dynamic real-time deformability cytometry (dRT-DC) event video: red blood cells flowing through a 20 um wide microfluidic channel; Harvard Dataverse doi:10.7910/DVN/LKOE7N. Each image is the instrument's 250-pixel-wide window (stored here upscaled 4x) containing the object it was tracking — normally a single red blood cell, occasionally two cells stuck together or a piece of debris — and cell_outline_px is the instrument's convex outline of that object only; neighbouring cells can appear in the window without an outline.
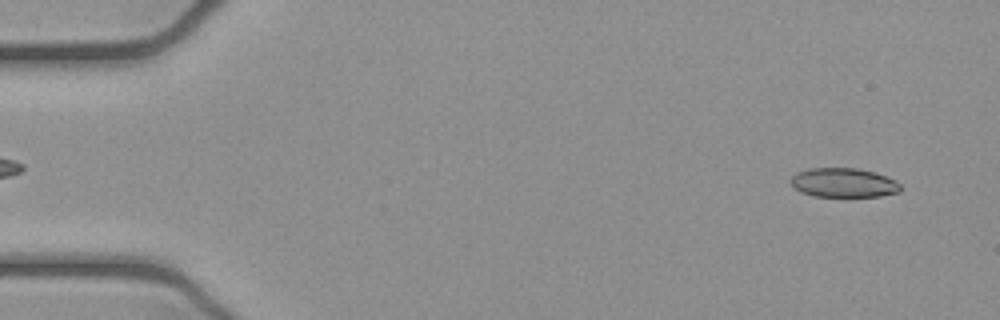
{"species": "common noctule bat (a hibernating species)", "species_latin": "Nyctalus noctula", "temperature_condition": "cold", "stored_images_in_passage": 51, "camera_frame_rate_fps": 3000, "um_per_image_px": 0.085, "animal": {"sex": "female", "body_mass_g": 21.9}, "frame": {"image": 1, "passage_image": 3, "time_ms": 0.667, "image_size_px": [1000, 320], "cell_outline_px": [[904, 188], [900, 192], [880, 196], [816, 196], [800, 192], [788, 180], [796, 172], [808, 168], [856, 168], [872, 172], [896, 180]], "centroid_in_image_um": [71.71, 15.53], "position_along_channel_um": 13.3, "area_um2": 18.73}}
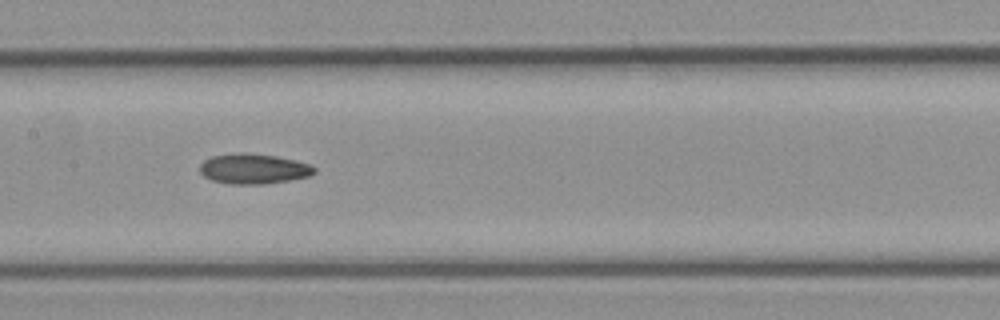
{"frame": {"image": 2, "passage_image": 25, "time_ms": 8.0, "image_size_px": [1000, 320], "cell_outline_px": [[316, 172], [308, 176], [288, 180], [264, 184], [232, 184], [212, 180], [204, 176], [200, 172], [200, 164], [204, 160], [212, 156], [240, 152], [244, 152], [276, 156], [296, 160], [312, 164], [316, 168]], "centroid_in_image_um": [21.57, 14.34], "position_along_channel_um": 185.8, "area_um2": 20.17}}
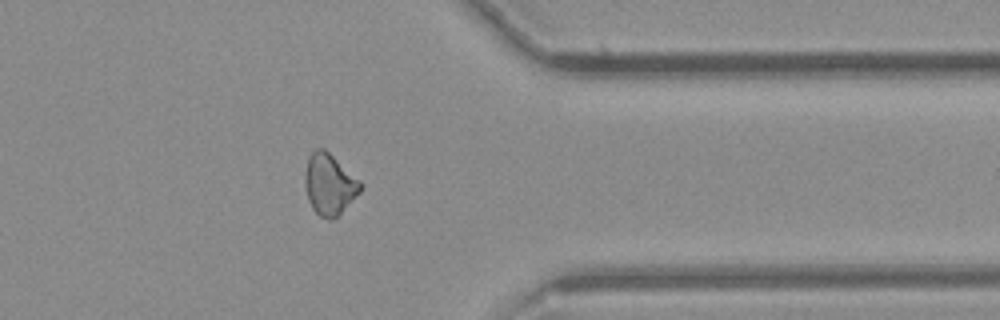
{"frame": {"image": 3, "passage_image": 41, "time_ms": 13.333, "image_size_px": [1000, 320], "cell_outline_px": [[364, 184], [360, 192], [340, 216], [332, 220], [328, 220], [320, 216], [312, 208], [308, 200], [304, 184], [304, 176], [308, 156], [316, 148], [324, 148], [360, 180]], "centroid_in_image_um": [28.01, 15.69], "position_along_channel_um": 383.4, "area_um2": 20.11}}